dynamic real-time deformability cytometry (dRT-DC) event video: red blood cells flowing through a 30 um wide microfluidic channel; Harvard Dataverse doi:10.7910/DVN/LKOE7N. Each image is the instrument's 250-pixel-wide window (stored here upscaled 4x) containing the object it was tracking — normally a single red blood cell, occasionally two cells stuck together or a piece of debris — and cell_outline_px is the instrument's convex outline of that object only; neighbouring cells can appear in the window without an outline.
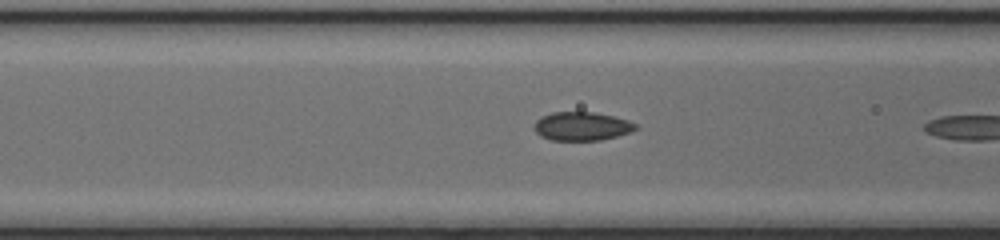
{"species": "common noctule bat (a hibernating species)", "species_latin": "Nyctalus noctula", "temperature_condition": "cold", "stored_images_in_passage": 5, "camera_frame_rate_fps": 3000, "um_per_image_px": 0.085, "animal": {"sex": "female", "body_mass_g": 17.0, "forearm_length_mm": 48.0}, "frame": {"image": 1, "passage_image": 4, "time_ms": 1.0, "image_size_px": [1000, 240], "cell_outline_px": [[640, 128], [632, 132], [600, 140], [552, 140], [540, 136], [532, 128], [536, 120], [540, 116], [552, 112], [592, 112], [612, 116], [628, 120], [636, 124]], "centroid_in_image_um": [49.44, 10.73], "position_along_channel_um": 117.2, "area_um2": 17.05}}